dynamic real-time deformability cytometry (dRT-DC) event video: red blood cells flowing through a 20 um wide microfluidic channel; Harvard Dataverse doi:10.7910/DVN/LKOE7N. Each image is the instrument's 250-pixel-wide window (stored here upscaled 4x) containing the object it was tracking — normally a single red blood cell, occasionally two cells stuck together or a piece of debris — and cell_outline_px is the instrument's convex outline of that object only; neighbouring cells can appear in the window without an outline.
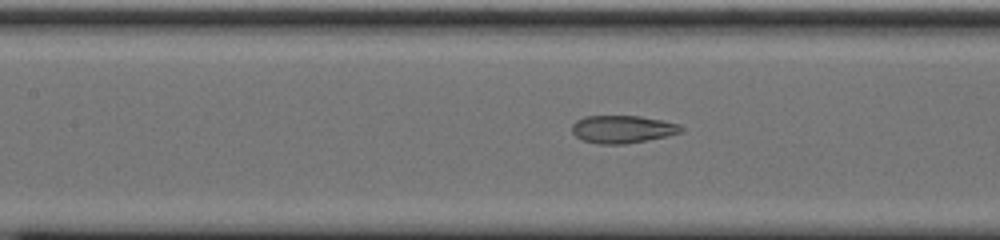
{"species": "common noctule bat (a hibernating species)", "species_latin": "Nyctalus noctula", "temperature_condition": "cold", "stored_images_in_passage": 39, "segment_of_instrument_passage": [1, 2], "camera_frame_rate_fps": 3000, "um_per_image_px": 0.085, "animal": {"sex": "male", "body_mass_g": 20.0, "forearm_length_mm": 53.3}, "frame": {"image": 1, "passage_image": 13, "time_ms": 4.0, "image_size_px": [1000, 240], "cell_outline_px": [[684, 132], [624, 144], [600, 144], [584, 140], [576, 136], [572, 132], [572, 124], [576, 120], [584, 116], [640, 116], [680, 124], [684, 128]], "centroid_in_image_um": [52.91, 10.97], "position_along_channel_um": 154.5, "area_um2": 17.46}}
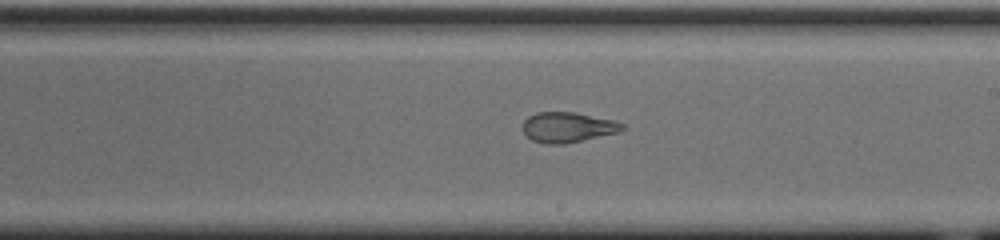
{"frame": {"image": 2, "passage_image": 20, "time_ms": 6.333, "image_size_px": [1000, 240], "cell_outline_px": [[628, 128], [620, 132], [564, 144], [544, 144], [532, 140], [524, 132], [524, 120], [528, 116], [536, 112], [572, 112], [612, 120], [624, 124]], "centroid_in_image_um": [48.28, 10.82], "position_along_channel_um": 240.7, "area_um2": 17.46}}
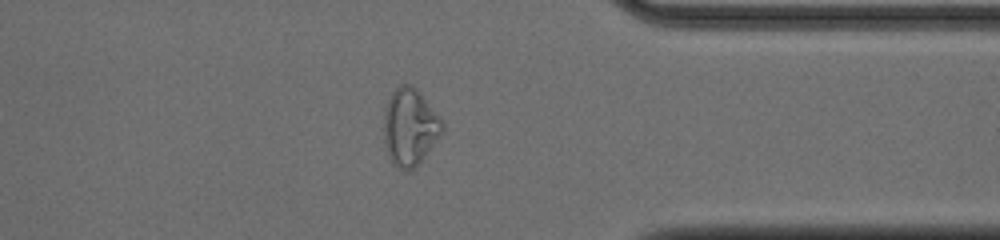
{"frame": {"image": 3, "passage_image": 32, "time_ms": 10.333, "image_size_px": [1000, 240], "cell_outline_px": [[444, 132], [416, 168], [408, 172], [392, 164], [388, 156], [384, 140], [384, 112], [388, 100], [392, 92], [400, 84], [408, 84], [416, 88], [444, 124]], "centroid_in_image_um": [34.84, 10.85], "position_along_channel_um": 376.6, "area_um2": 26.3}}